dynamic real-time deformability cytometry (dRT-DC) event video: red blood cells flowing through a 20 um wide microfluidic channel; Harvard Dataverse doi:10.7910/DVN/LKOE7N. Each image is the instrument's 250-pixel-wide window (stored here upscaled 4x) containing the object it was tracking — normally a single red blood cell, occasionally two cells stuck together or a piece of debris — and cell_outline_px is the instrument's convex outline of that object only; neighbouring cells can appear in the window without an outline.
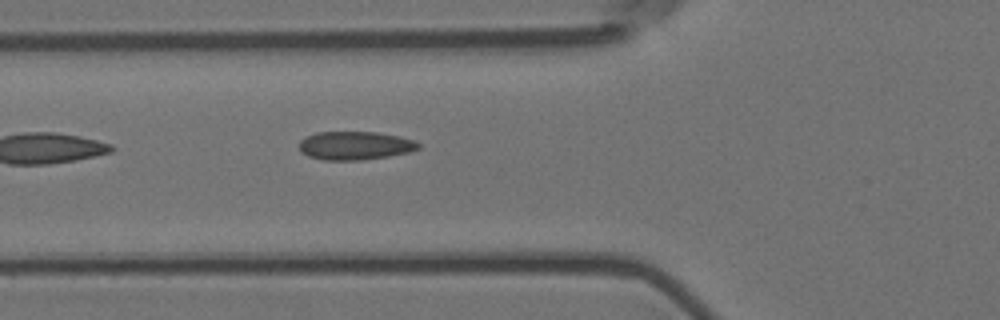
{"species": "Egyptian fruit bat (a non-hibernating species)", "species_latin": "Rousettus aegyptiacus", "temperature_condition": "room temperature", "stored_images_in_passage": 6, "camera_frame_rate_fps": 3000, "um_per_image_px": 0.085, "animal": {"sex": "female"}, "frame": {"image": 1, "passage_image": 6, "time_ms": 1.667, "image_size_px": [1000, 320], "cell_outline_px": [[420, 148], [408, 152], [388, 156], [360, 160], [324, 160], [308, 156], [300, 152], [300, 140], [316, 132], [376, 132], [416, 140], [420, 144]], "centroid_in_image_um": [30.17, 12.38], "position_along_channel_um": 95.6, "area_um2": 19.65}}